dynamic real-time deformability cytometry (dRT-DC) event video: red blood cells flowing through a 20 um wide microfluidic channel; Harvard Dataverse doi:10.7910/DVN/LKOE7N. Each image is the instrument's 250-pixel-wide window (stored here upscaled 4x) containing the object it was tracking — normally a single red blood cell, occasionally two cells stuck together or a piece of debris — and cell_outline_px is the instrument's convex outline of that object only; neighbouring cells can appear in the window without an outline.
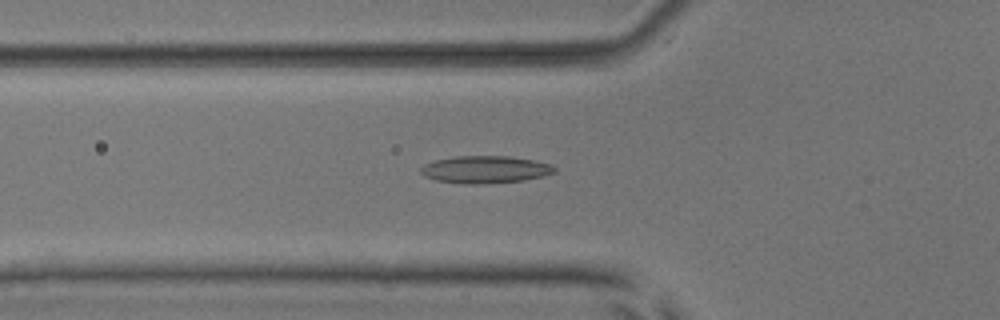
{"species": "common noctule bat (a hibernating species)", "species_latin": "Nyctalus noctula", "temperature_condition": "room temperature", "stored_images_in_passage": 52, "camera_frame_rate_fps": 3000, "um_per_image_px": 0.085, "animal": {"sex": "male", "body_mass_g": 17.9, "forearm_length_mm": 54.2}, "frame": {"image": 1, "passage_image": 19, "time_ms": 6.0, "image_size_px": [1000, 320], "cell_outline_px": [[556, 172], [544, 176], [524, 180], [480, 184], [464, 184], [436, 180], [424, 176], [420, 172], [420, 168], [424, 164], [436, 160], [456, 156], [508, 156], [532, 160], [552, 164], [556, 168]], "centroid_in_image_um": [41.25, 14.41], "position_along_channel_um": 84.6, "area_um2": 21.33}}
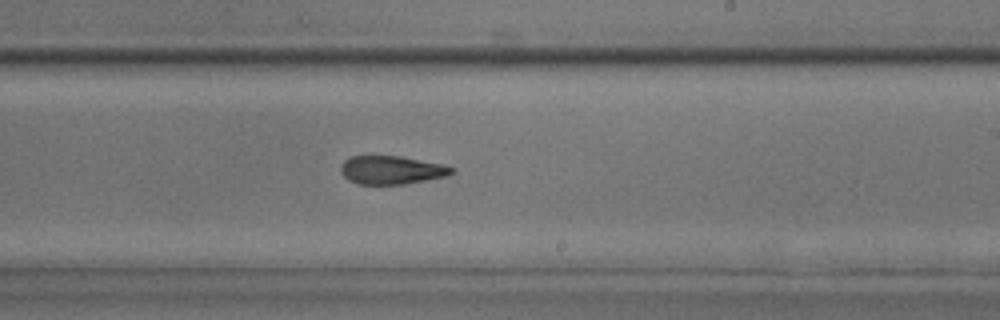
{"frame": {"image": 2, "passage_image": 32, "time_ms": 10.333, "image_size_px": [1000, 320], "cell_outline_px": [[456, 172], [448, 176], [404, 184], [356, 184], [348, 180], [340, 172], [340, 168], [344, 160], [348, 156], [400, 156], [440, 164], [456, 168]], "centroid_in_image_um": [33.27, 14.45], "position_along_channel_um": 255.7, "area_um2": 18.44}}
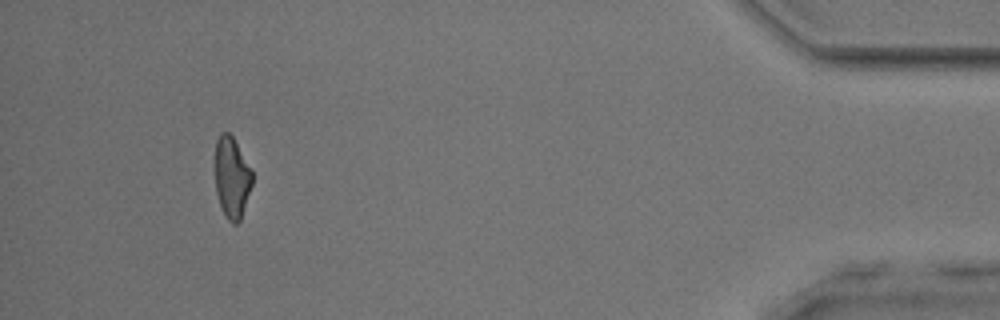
{"frame": {"image": 3, "passage_image": 49, "time_ms": 16.0, "image_size_px": [1000, 320], "cell_outline_px": [[252, 184], [240, 220], [236, 224], [232, 224], [224, 216], [216, 192], [216, 140], [220, 132], [228, 132], [232, 136], [252, 172]], "centroid_in_image_um": [19.7, 15.11], "position_along_channel_um": 415.5, "area_um2": 17.22}, "authors_computed_cell_mechanics": {"area_um2": 19.3341, "velocity_mm_per_s": 3.9567, "shape_relaxation_time_tau1_ms": null, "shape_relaxation_time_tau2_ms": 2.5293, "deformation_change_tau1": null, "deformation_change_tau2": 0.1089}}